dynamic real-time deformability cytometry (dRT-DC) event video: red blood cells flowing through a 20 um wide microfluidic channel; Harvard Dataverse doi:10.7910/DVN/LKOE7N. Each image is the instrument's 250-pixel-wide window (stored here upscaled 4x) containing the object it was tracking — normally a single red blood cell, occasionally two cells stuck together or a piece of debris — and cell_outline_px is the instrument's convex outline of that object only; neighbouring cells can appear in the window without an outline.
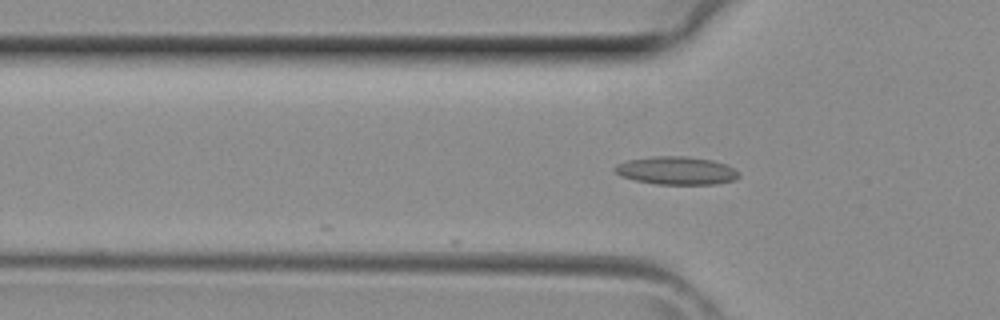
{"species": "common noctule bat (a hibernating species)", "species_latin": "Nyctalus noctula", "temperature_condition": "room temperature", "stored_images_in_passage": 4, "camera_frame_rate_fps": 3000, "um_per_image_px": 0.085, "animal": {"sex": "female", "body_mass_g": 29.2, "forearm_length_mm": 56.3}, "frame": {"image": 1, "passage_image": 4, "time_ms": 1.0, "image_size_px": [1000, 320], "cell_outline_px": [[740, 176], [736, 180], [716, 184], [656, 184], [636, 180], [620, 176], [612, 168], [616, 164], [628, 160], [652, 156], [688, 156], [712, 160], [728, 164], [740, 172]], "centroid_in_image_um": [57.53, 14.49], "position_along_channel_um": 68.3, "area_um2": 20.52}}